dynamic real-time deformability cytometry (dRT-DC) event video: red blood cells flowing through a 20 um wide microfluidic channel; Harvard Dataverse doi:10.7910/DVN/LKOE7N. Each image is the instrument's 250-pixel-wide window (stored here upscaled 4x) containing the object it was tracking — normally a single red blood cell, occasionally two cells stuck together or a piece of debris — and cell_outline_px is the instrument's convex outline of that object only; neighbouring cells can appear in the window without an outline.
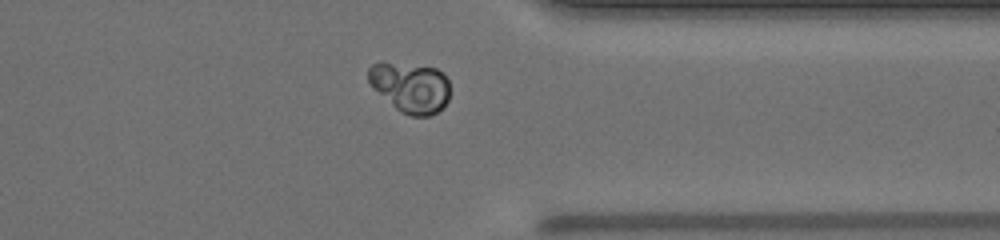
{"species": "human", "species_latin": "Homo sapiens", "temperature_condition": "warm", "stored_images_in_passage": 41, "camera_frame_rate_fps": 3000, "um_per_image_px": 0.085, "donor": {"sex": "male"}, "frame": {"image": 1, "passage_image": 31, "time_ms": 10.0, "image_size_px": [1000, 240], "cell_outline_px": [[448, 100], [436, 112], [428, 116], [412, 116], [400, 112], [372, 88], [368, 80], [368, 68], [372, 64], [380, 60], [436, 68], [444, 72], [448, 80]], "centroid_in_image_um": [34.84, 7.38], "position_along_channel_um": 376.6, "area_um2": 24.1}}
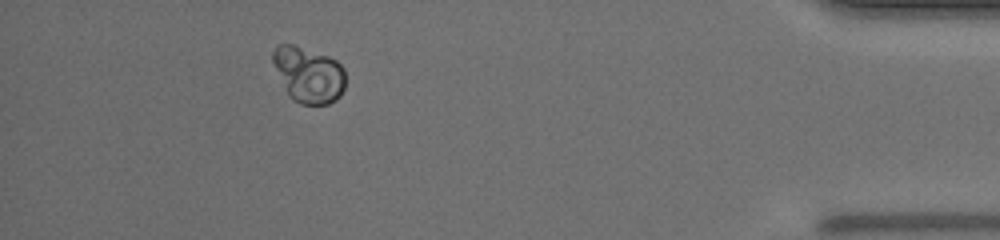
{"frame": {"image": 2, "passage_image": 37, "time_ms": 12.0, "image_size_px": [1000, 240], "cell_outline_px": [[344, 88], [340, 96], [336, 100], [328, 104], [300, 104], [292, 100], [288, 96], [272, 60], [272, 52], [280, 44], [292, 44], [328, 56], [336, 60], [344, 68]], "centroid_in_image_um": [26.23, 6.36], "position_along_channel_um": 409.0, "area_um2": 23.52}}